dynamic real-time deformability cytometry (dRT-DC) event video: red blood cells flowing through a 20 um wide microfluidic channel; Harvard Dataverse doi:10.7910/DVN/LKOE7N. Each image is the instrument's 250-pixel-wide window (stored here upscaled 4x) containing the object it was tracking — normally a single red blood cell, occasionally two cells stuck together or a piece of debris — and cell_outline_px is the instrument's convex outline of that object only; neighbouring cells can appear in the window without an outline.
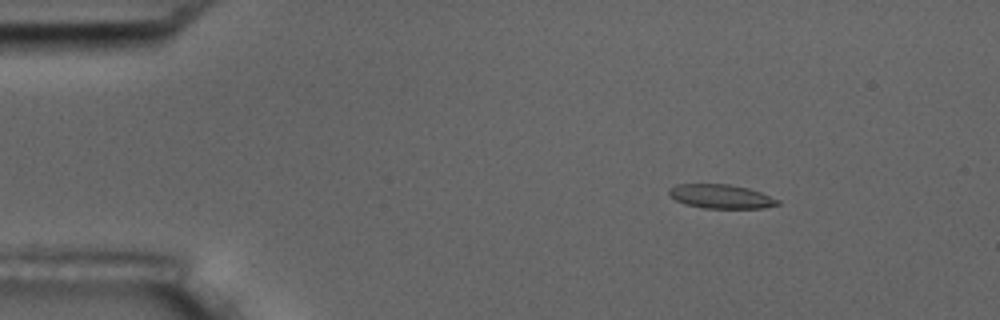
{"species": "common noctule bat (a hibernating species)", "species_latin": "Nyctalus noctula", "temperature_condition": "room temperature", "stored_images_in_passage": 4, "segment_of_instrument_passage": [1, 2], "camera_frame_rate_fps": 3000, "um_per_image_px": 0.085, "animal": {"sex": "male", "body_mass_g": 17.5, "forearm_length_mm": 52.3}, "frame": {"image": 1, "passage_image": 1, "time_ms": 0.0, "image_size_px": [1000, 320], "cell_outline_px": [[780, 204], [764, 208], [704, 208], [684, 204], [668, 196], [668, 188], [676, 184], [728, 184], [748, 188], [760, 192], [780, 200]], "centroid_in_image_um": [61.25, 16.7], "position_along_channel_um": 23.8, "area_um2": 15.32}}